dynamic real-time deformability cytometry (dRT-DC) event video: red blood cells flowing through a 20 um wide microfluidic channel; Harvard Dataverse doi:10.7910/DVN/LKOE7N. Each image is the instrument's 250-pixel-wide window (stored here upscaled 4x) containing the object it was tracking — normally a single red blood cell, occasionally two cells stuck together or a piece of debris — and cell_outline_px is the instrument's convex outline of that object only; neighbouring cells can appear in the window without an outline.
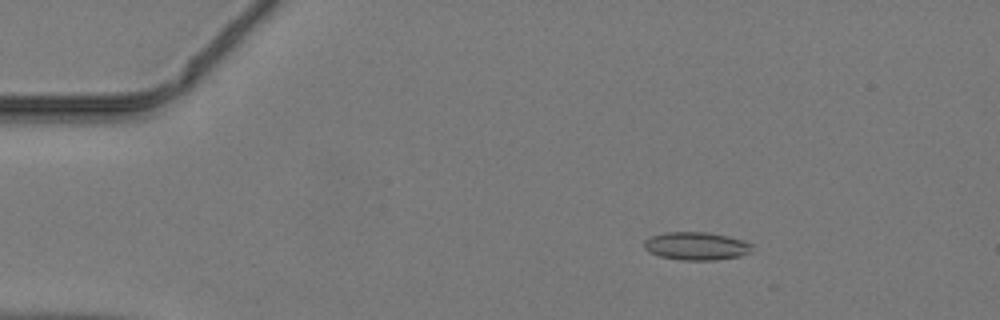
{"species": "common noctule bat (a hibernating species)", "species_latin": "Nyctalus noctula", "temperature_condition": "warm", "stored_images_in_passage": 47, "camera_frame_rate_fps": 3000, "um_per_image_px": 0.085, "animal": {"sex": "male", "body_mass_g": 19.2, "forearm_length_mm": 51.8}, "frame": {"image": 1, "passage_image": 8, "time_ms": 2.333, "image_size_px": [1000, 320], "cell_outline_px": [[752, 252], [740, 256], [716, 260], [680, 260], [660, 256], [648, 252], [644, 248], [644, 240], [652, 236], [664, 232], [708, 232], [728, 236], [744, 240], [752, 244]], "centroid_in_image_um": [59.2, 20.91], "position_along_channel_um": 25.8, "area_um2": 17.8}}
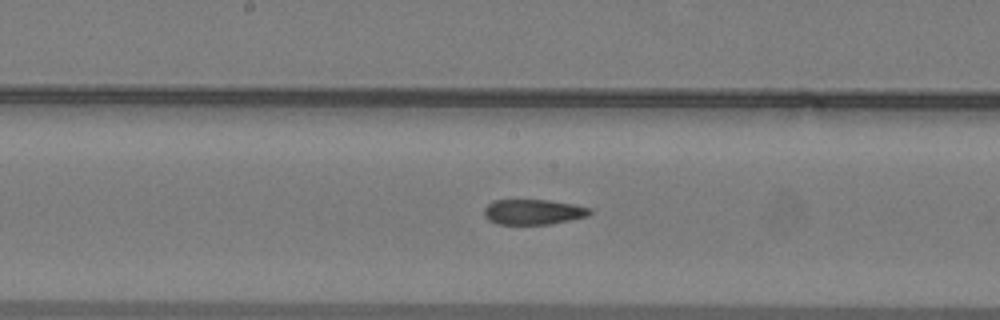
{"frame": {"image": 2, "passage_image": 25, "time_ms": 8.0, "image_size_px": [1000, 320], "cell_outline_px": [[592, 212], [588, 216], [548, 224], [496, 224], [488, 220], [484, 216], [484, 208], [492, 200], [548, 200], [572, 204], [592, 208]], "centroid_in_image_um": [45.3, 18.01], "position_along_channel_um": 202.9, "area_um2": 15.55}}
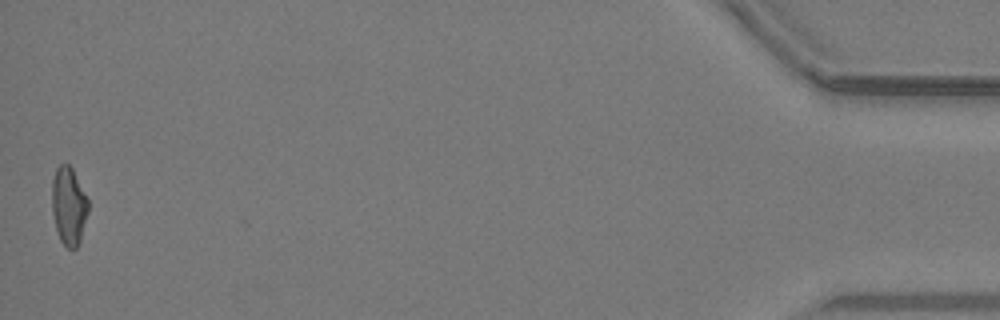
{"frame": {"image": 3, "passage_image": 47, "time_ms": 15.333, "image_size_px": [1000, 320], "cell_outline_px": [[88, 212], [80, 240], [76, 248], [68, 248], [60, 240], [56, 228], [52, 212], [52, 180], [56, 168], [60, 164], [68, 164], [72, 168], [88, 200]], "centroid_in_image_um": [5.83, 17.49], "position_along_channel_um": 429.4, "area_um2": 16.3}}